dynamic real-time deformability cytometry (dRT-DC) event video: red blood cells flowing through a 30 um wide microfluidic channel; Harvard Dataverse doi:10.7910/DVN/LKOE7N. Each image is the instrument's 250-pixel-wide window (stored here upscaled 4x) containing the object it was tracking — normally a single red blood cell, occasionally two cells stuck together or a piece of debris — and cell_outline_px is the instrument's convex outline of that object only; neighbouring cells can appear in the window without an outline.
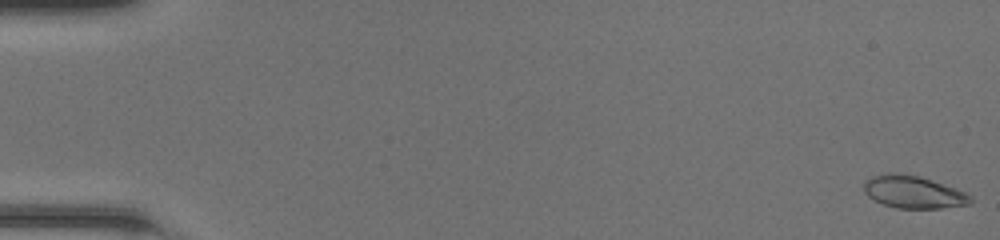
{"species": "common noctule bat (a hibernating species)", "species_latin": "Nyctalus noctula", "temperature_condition": "room temperature", "stored_images_in_passage": 49, "camera_frame_rate_fps": 3000, "um_per_image_px": 0.085, "animal": {"sex": "female", "body_mass_g": 20.0, "forearm_length_mm": 54.0}, "frame": {"image": 1, "passage_image": 1, "time_ms": 0.0, "image_size_px": [1000, 240], "cell_outline_px": [[972, 204], [940, 208], [896, 208], [884, 204], [868, 196], [864, 192], [864, 180], [872, 176], [888, 172], [892, 172], [920, 176], [964, 192], [972, 196]], "centroid_in_image_um": [77.62, 16.32], "position_along_channel_um": 7.4, "area_um2": 20.06}}
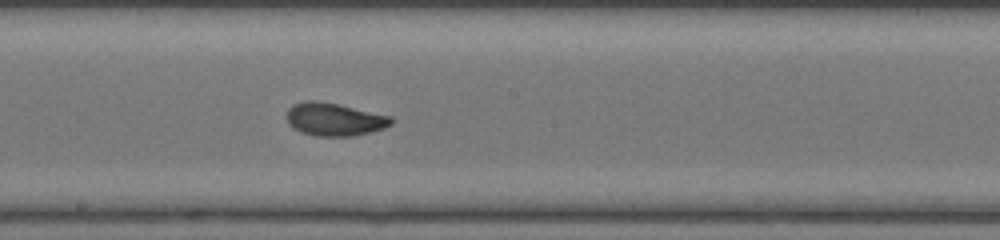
{"frame": {"image": 2, "passage_image": 28, "time_ms": 9.0, "image_size_px": [1000, 240], "cell_outline_px": [[396, 120], [392, 124], [384, 128], [352, 136], [316, 136], [300, 132], [292, 128], [288, 124], [288, 108], [292, 104], [304, 100], [316, 100], [336, 104], [392, 116]], "centroid_in_image_um": [28.41, 10.14], "position_along_channel_um": 219.8, "area_um2": 20.11}}
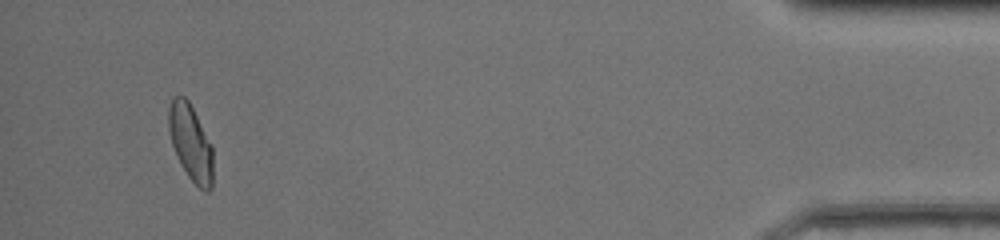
{"frame": {"image": 3, "passage_image": 47, "time_ms": 15.333, "image_size_px": [1000, 240], "cell_outline_px": [[212, 188], [208, 192], [204, 192], [188, 176], [180, 164], [172, 144], [168, 132], [168, 108], [172, 100], [176, 96], [184, 96], [188, 100], [212, 144]], "centroid_in_image_um": [16.2, 12.13], "position_along_channel_um": 419.0, "area_um2": 19.65}, "authors_computed_cell_mechanics": {"area_um2": 19.7098, "velocity_mm_per_s": 4.2875, "shape_relaxation_time_tau1_ms": 5.1818, "shape_relaxation_time_tau2_ms": 0.8425, "deformation_change_tau1": 0.1796, "deformation_change_tau2": 0.0663}}